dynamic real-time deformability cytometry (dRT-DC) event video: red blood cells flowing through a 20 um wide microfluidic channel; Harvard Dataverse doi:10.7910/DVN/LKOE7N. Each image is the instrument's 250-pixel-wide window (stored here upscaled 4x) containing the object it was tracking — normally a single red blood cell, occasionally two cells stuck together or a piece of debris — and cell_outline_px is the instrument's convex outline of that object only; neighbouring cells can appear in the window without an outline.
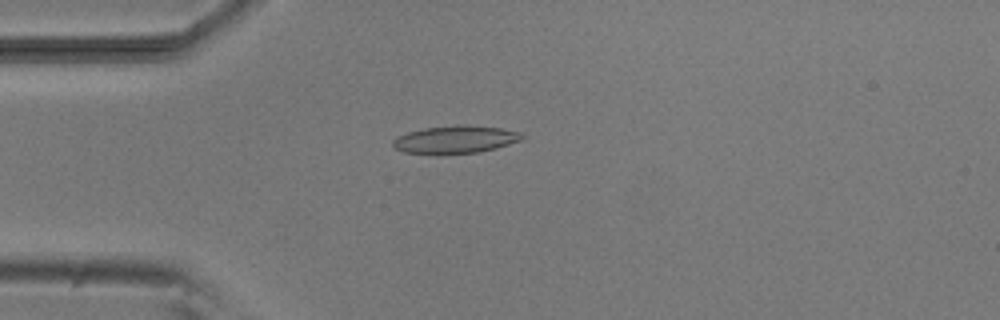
{"species": "common noctule bat (a hibernating species)", "species_latin": "Nyctalus noctula", "temperature_condition": "room temperature", "stored_images_in_passage": 4, "camera_frame_rate_fps": 3000, "um_per_image_px": 0.085, "animal": {"sex": "male", "body_mass_g": 20.5, "forearm_length_mm": 52.5}, "frame": {"image": 1, "passage_image": 4, "time_ms": 3.333, "image_size_px": [1000, 320], "cell_outline_px": [[524, 140], [496, 148], [476, 152], [440, 156], [404, 152], [392, 148], [392, 140], [396, 136], [408, 132], [424, 128], [456, 124], [464, 124], [500, 128], [524, 132]], "centroid_in_image_um": [38.68, 11.87], "position_along_channel_um": 46.3, "area_um2": 21.68}}